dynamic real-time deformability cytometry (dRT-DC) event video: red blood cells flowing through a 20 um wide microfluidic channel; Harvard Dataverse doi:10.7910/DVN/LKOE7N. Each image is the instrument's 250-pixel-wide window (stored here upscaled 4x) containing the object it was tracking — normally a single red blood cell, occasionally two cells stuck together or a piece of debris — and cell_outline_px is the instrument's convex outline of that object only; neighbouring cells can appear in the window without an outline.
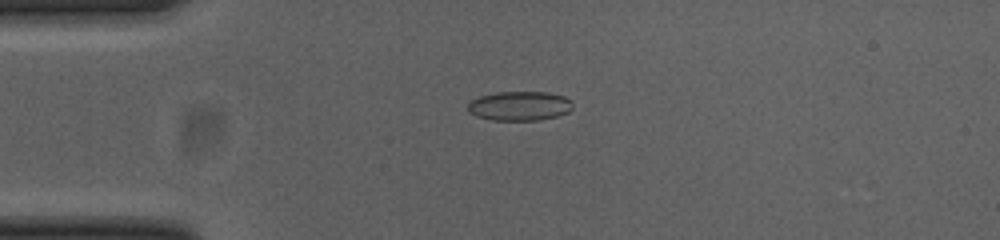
{"species": "common noctule bat (a hibernating species)", "species_latin": "Nyctalus noctula", "temperature_condition": "cold", "stored_images_in_passage": 41, "camera_frame_rate_fps": 3000, "um_per_image_px": 0.085, "animal": {"sex": "female", "body_mass_g": 23.0, "forearm_length_mm": 53.4}, "frame": {"image": 1, "passage_image": 1, "time_ms": 0.0, "image_size_px": [1000, 240], "cell_outline_px": [[572, 108], [568, 112], [556, 116], [540, 120], [492, 120], [476, 116], [468, 112], [468, 104], [472, 100], [480, 96], [496, 92], [548, 92], [564, 96], [572, 100]], "centroid_in_image_um": [44.17, 9.0], "position_along_channel_um": 40.8, "area_um2": 17.98}}
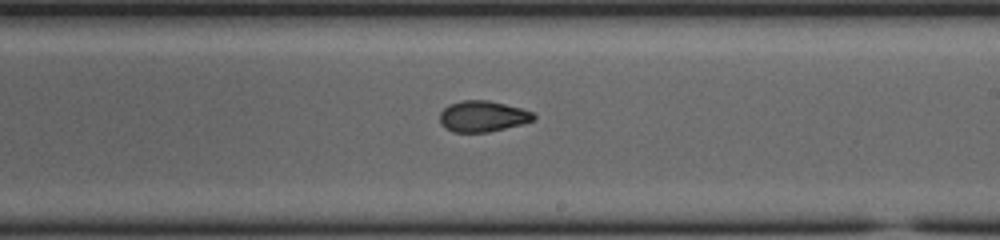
{"frame": {"image": 2, "passage_image": 19, "time_ms": 6.0, "image_size_px": [1000, 240], "cell_outline_px": [[536, 120], [488, 132], [452, 132], [444, 128], [440, 124], [440, 112], [448, 104], [460, 100], [488, 100], [520, 108], [532, 112], [536, 116]], "centroid_in_image_um": [40.99, 9.88], "position_along_channel_um": 248.0, "area_um2": 16.99}}
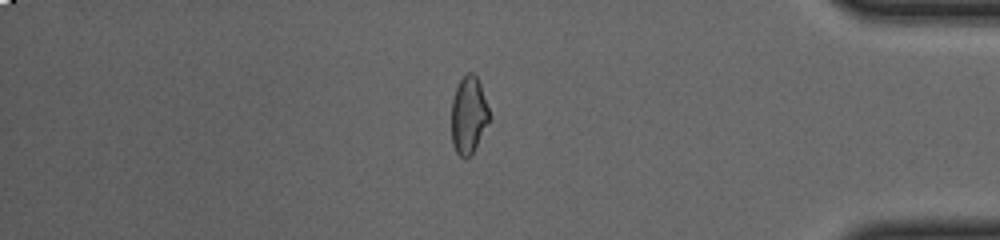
{"frame": {"image": 3, "passage_image": 33, "time_ms": 10.667, "image_size_px": [1000, 240], "cell_outline_px": [[488, 120], [472, 152], [468, 156], [460, 156], [456, 152], [452, 144], [452, 100], [456, 88], [460, 80], [468, 72], [472, 72], [476, 76], [480, 84], [488, 108]], "centroid_in_image_um": [39.79, 9.74], "position_along_channel_um": 395.4, "area_um2": 16.3}, "authors_computed_cell_mechanics": {"area_um2": 17.5712, "velocity_mm_per_s": 3.8553, "shape_relaxation_time_tau1_ms": 3.5742, "shape_relaxation_time_tau2_ms": 1.6597, "deformation_change_tau1": 0.1335, "deformation_change_tau2": 0.0674}}